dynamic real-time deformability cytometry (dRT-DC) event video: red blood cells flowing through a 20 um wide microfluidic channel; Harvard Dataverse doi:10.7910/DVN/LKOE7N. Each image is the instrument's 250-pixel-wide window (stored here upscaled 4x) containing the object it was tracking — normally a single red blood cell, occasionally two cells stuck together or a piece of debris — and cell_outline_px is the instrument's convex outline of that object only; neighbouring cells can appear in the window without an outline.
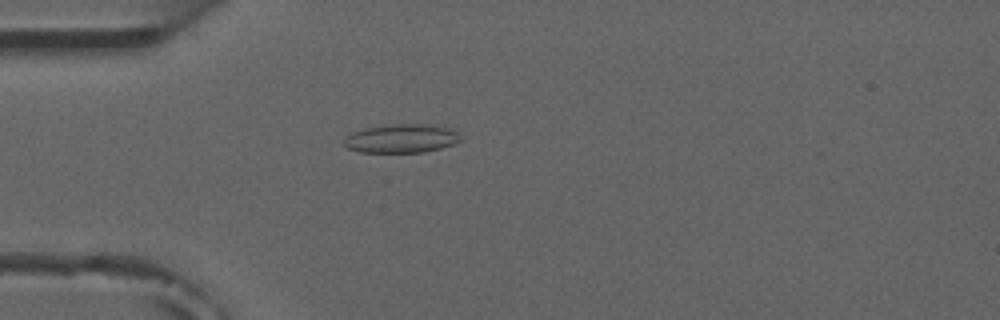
{"species": "common noctule bat (a hibernating species)", "species_latin": "Nyctalus noctula", "temperature_condition": "room temperature", "stored_images_in_passage": 5, "camera_frame_rate_fps": 3000, "um_per_image_px": 0.085, "animal": {"sex": "male", "forearm_length_mm": 52.5}, "frame": {"image": 1, "passage_image": 5, "time_ms": 4.667, "image_size_px": [1000, 320], "cell_outline_px": [[464, 140], [440, 148], [424, 152], [360, 152], [348, 148], [344, 144], [344, 140], [352, 132], [368, 128], [392, 124], [428, 124], [452, 128]], "centroid_in_image_um": [34.17, 11.77], "position_along_channel_um": 50.8, "area_um2": 19.36}}